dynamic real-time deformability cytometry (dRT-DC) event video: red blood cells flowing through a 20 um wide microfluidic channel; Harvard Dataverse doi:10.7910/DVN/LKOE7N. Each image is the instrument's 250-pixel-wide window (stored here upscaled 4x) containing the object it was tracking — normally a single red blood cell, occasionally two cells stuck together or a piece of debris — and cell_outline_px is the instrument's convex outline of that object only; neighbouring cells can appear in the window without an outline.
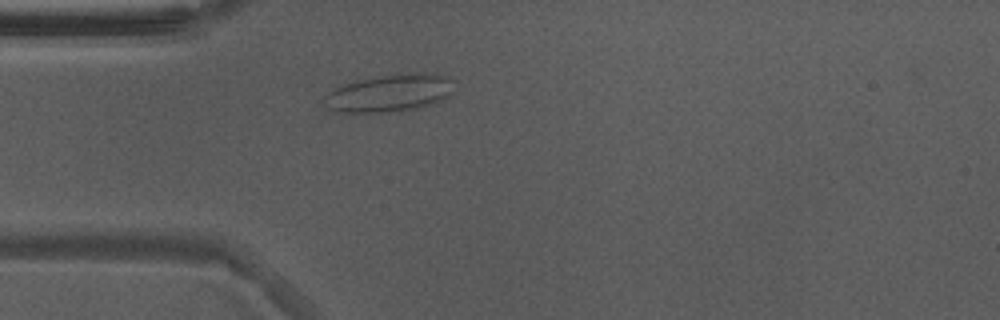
{"species": "Egyptian fruit bat (a non-hibernating species)", "species_latin": "Rousettus aegyptiacus", "temperature_condition": "warm", "stored_images_in_passage": 36, "camera_frame_rate_fps": 3000, "um_per_image_px": 0.085, "animal": {"sex": "male"}, "frame": {"image": 1, "passage_image": 3, "time_ms": 0.667, "image_size_px": [1000, 320], "cell_outline_px": [[456, 80], [452, 92], [432, 104], [416, 108], [388, 112], [344, 112], [328, 108], [324, 104], [324, 96], [328, 92], [344, 84], [376, 76], [416, 72], [424, 72], [444, 76]], "centroid_in_image_um": [33.13, 7.89], "position_along_channel_um": 51.9, "area_um2": 28.15}}
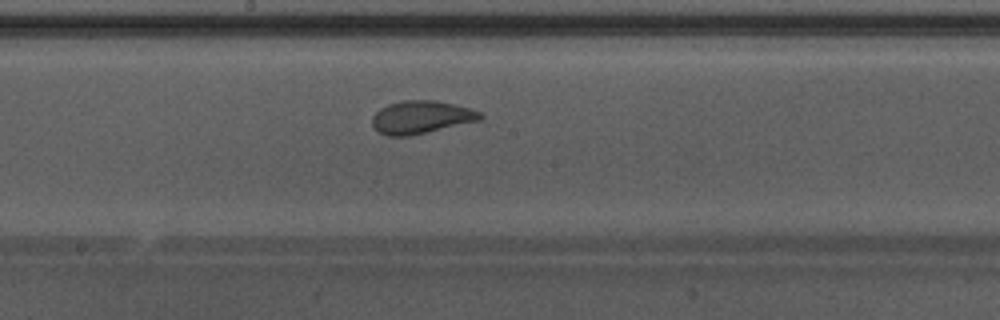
{"frame": {"image": 2, "passage_image": 16, "time_ms": 5.0, "image_size_px": [1000, 320], "cell_outline_px": [[484, 116], [480, 120], [428, 132], [408, 136], [388, 136], [372, 128], [372, 116], [380, 108], [388, 104], [404, 100], [436, 100], [456, 104], [480, 112]], "centroid_in_image_um": [35.78, 9.96], "position_along_channel_um": 212.4, "area_um2": 20.75}}
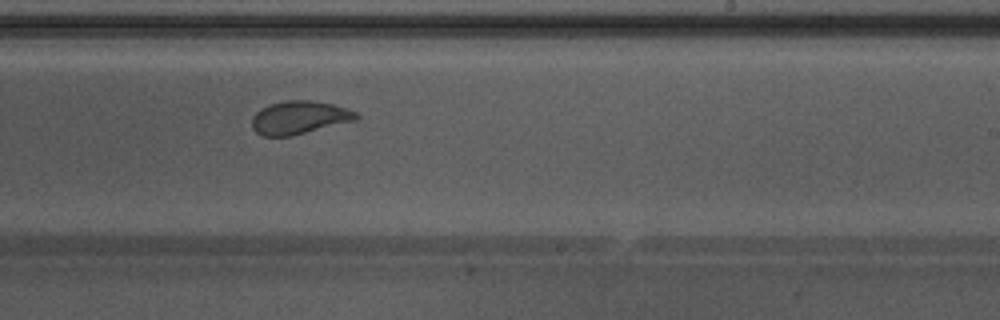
{"frame": {"image": 3, "passage_image": 20, "time_ms": 6.333, "image_size_px": [1000, 320], "cell_outline_px": [[360, 116], [356, 120], [292, 136], [264, 136], [256, 132], [252, 128], [252, 116], [260, 108], [268, 104], [288, 100], [308, 100], [332, 104], [348, 108], [356, 112]], "centroid_in_image_um": [25.43, 9.99], "position_along_channel_um": 263.6, "area_um2": 20.23}, "authors_computed_cell_mechanics": {"area_um2": 21.2415, "velocity_mm_per_s": 3.8447, "shape_relaxation_time_tau1_ms": 6.1459, "shape_relaxation_time_tau2_ms": 0.8289, "deformation_change_tau1": 0.1385, "deformation_change_tau2": 0.0652}}